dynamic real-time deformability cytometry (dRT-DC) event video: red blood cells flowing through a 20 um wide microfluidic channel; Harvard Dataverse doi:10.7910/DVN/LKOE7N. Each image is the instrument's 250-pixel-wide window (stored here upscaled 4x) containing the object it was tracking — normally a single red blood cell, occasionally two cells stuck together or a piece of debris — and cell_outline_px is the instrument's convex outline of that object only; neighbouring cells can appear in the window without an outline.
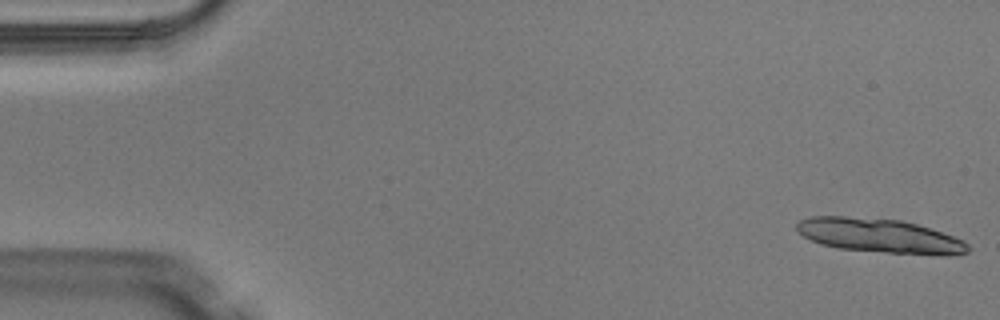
{"species": "Egyptian fruit bat (a non-hibernating species)", "species_latin": "Rousettus aegyptiacus", "temperature_condition": "warm", "stored_images_in_passage": 6, "camera_frame_rate_fps": 3000, "um_per_image_px": 0.085, "animal": {"sex": "male"}, "frame": {"image": 1, "passage_image": 1, "time_ms": 0.0, "image_size_px": [1000, 320], "cell_outline_px": [[972, 248], [968, 252], [948, 256], [888, 252], [840, 248], [820, 244], [804, 236], [796, 228], [796, 224], [800, 220], [808, 216], [844, 216], [900, 220], [916, 224], [964, 240]], "centroid_in_image_um": [74.79, 20.04], "position_along_channel_um": 10.2, "area_um2": 33.81}}